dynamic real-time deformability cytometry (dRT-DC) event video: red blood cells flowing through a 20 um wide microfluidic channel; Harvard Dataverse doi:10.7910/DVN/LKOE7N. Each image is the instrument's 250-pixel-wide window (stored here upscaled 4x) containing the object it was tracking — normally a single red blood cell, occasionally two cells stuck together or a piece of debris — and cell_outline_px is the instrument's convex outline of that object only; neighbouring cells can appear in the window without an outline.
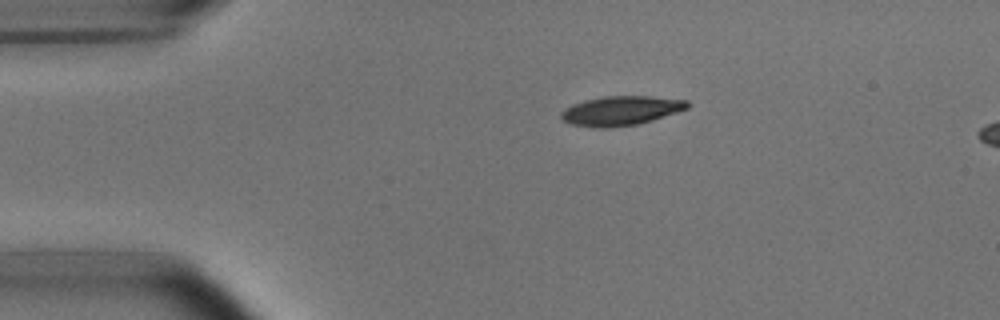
{"species": "common noctule bat (a hibernating species)", "species_latin": "Nyctalus noctula", "temperature_condition": "room temperature", "stored_images_in_passage": 6, "camera_frame_rate_fps": 3000, "um_per_image_px": 0.085, "animal": {"sex": "male", "body_mass_g": 15.6}, "frame": {"image": 1, "passage_image": 1, "time_ms": 0.0, "image_size_px": [1000, 320], "cell_outline_px": [[692, 104], [688, 108], [652, 120], [636, 124], [604, 128], [600, 128], [572, 124], [564, 120], [560, 116], [560, 112], [564, 108], [572, 104], [584, 100], [604, 96], [648, 96], [688, 100]], "centroid_in_image_um": [52.77, 9.39], "position_along_channel_um": 32.2, "area_um2": 21.5}}